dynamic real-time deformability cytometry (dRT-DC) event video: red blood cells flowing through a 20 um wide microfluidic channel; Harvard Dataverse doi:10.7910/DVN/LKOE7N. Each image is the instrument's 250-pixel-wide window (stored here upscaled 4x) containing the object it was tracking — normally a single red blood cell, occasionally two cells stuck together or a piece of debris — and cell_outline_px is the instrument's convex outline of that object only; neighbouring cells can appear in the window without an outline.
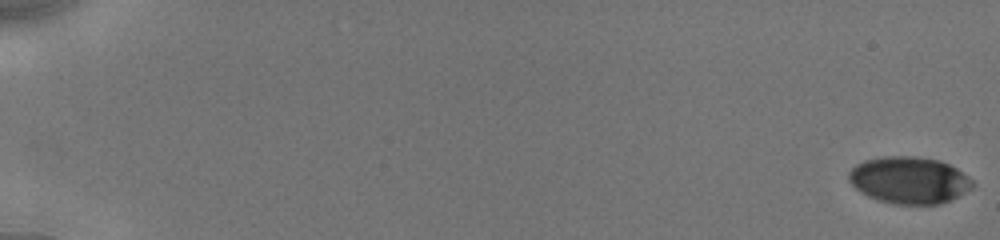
{"species": "human", "species_latin": "Homo sapiens", "temperature_condition": "cold", "stored_images_in_passage": 36, "camera_frame_rate_fps": 3000, "um_per_image_px": 0.085, "donor": {"sex": "male"}, "frame": {"image": 1, "passage_image": 1, "time_ms": 0.0, "image_size_px": [1000, 240], "cell_outline_px": [[972, 188], [960, 196], [940, 204], [892, 204], [868, 196], [860, 192], [848, 180], [848, 172], [856, 164], [864, 160], [884, 156], [916, 156], [940, 160], [956, 168], [968, 176], [972, 180]], "centroid_in_image_um": [77.27, 15.31], "position_along_channel_um": 7.7, "area_um2": 33.93}}
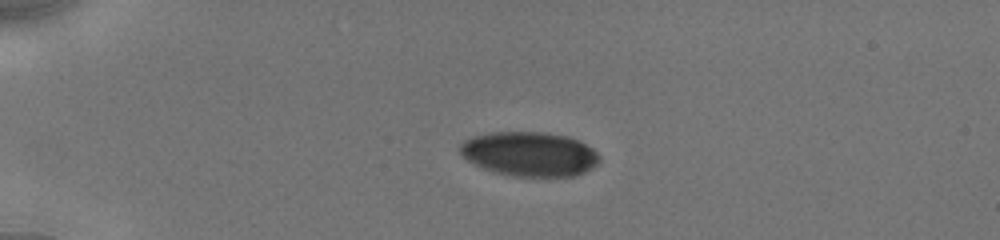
{"frame": {"image": 2, "passage_image": 23, "time_ms": 4.667, "image_size_px": [1000, 240], "cell_outline_px": [[600, 160], [592, 168], [576, 176], [512, 176], [492, 172], [468, 160], [460, 152], [460, 144], [464, 140], [472, 136], [488, 132], [544, 132], [568, 136], [580, 140], [592, 148], [600, 156]], "centroid_in_image_um": [45.02, 13.08], "position_along_channel_um": 40.0, "area_um2": 36.24}}
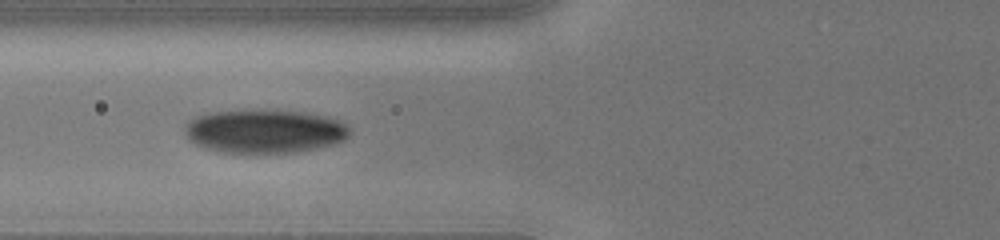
{"frame": {"image": 3, "passage_image": 35, "time_ms": 7.667, "image_size_px": [1000, 240], "cell_outline_px": [[348, 136], [344, 140], [332, 144], [316, 148], [296, 152], [220, 152], [204, 148], [188, 140], [184, 132], [184, 124], [188, 120], [196, 116], [208, 112], [304, 112], [328, 116], [348, 124]], "centroid_in_image_um": [22.45, 11.18], "position_along_channel_um": 103.3, "area_um2": 41.21}}